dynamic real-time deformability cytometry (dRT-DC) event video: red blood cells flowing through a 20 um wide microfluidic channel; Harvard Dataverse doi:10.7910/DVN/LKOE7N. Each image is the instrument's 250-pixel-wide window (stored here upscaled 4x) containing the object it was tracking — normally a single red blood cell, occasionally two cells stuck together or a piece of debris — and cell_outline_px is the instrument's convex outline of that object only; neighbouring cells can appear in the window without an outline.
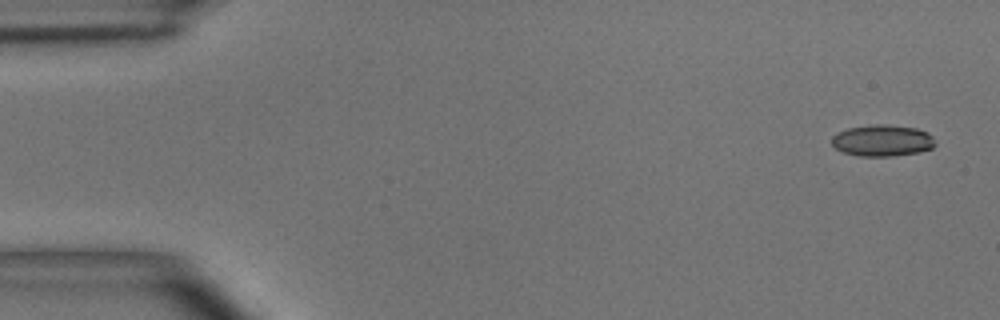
{"species": "common noctule bat (a hibernating species)", "species_latin": "Nyctalus noctula", "temperature_condition": "room temperature", "stored_images_in_passage": 7, "camera_frame_rate_fps": 3000, "um_per_image_px": 0.085, "animal": {"sex": "male", "body_mass_g": 15.6}, "frame": {"image": 1, "passage_image": 1, "time_ms": 0.0, "image_size_px": [1000, 320], "cell_outline_px": [[936, 144], [932, 148], [920, 152], [892, 156], [860, 156], [844, 152], [836, 148], [832, 144], [832, 136], [836, 132], [848, 128], [872, 124], [884, 124], [916, 128], [928, 132], [936, 140]], "centroid_in_image_um": [75.02, 11.94], "position_along_channel_um": 10.0, "area_um2": 19.13}}
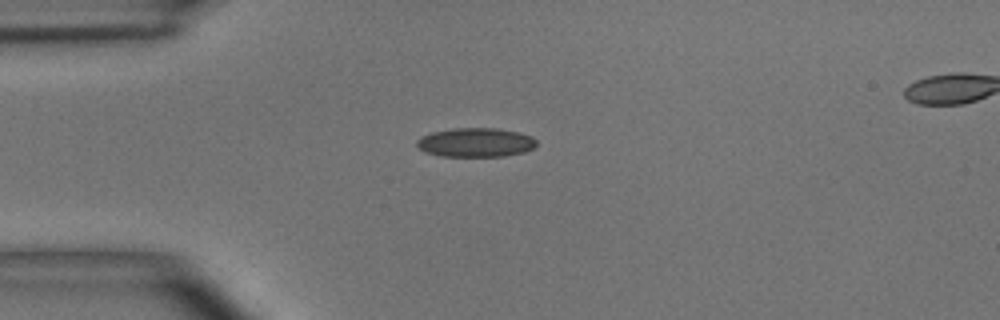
{"frame": {"image": 2, "passage_image": 4, "time_ms": 3.667, "image_size_px": [1000, 320], "cell_outline_px": [[536, 144], [532, 148], [524, 152], [504, 156], [440, 156], [424, 152], [416, 144], [416, 140], [420, 136], [432, 132], [452, 128], [496, 128], [520, 132], [532, 136], [536, 140]], "centroid_in_image_um": [40.41, 12.1], "position_along_channel_um": 44.6, "area_um2": 20.4}}
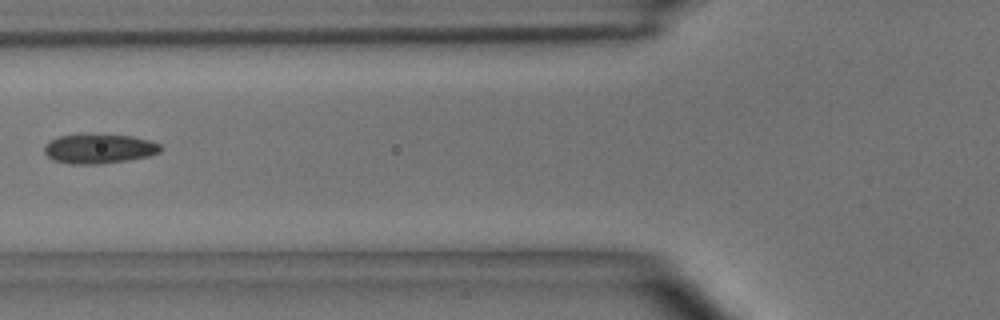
{"frame": {"image": 3, "passage_image": 6, "time_ms": 6.0, "image_size_px": [1000, 320], "cell_outline_px": [[164, 148], [160, 152], [148, 156], [128, 160], [100, 164], [68, 164], [52, 160], [44, 152], [44, 144], [48, 140], [56, 136], [88, 132], [132, 136], [152, 140], [160, 144]], "centroid_in_image_um": [8.39, 12.6], "position_along_channel_um": 117.4, "area_um2": 20.92}}